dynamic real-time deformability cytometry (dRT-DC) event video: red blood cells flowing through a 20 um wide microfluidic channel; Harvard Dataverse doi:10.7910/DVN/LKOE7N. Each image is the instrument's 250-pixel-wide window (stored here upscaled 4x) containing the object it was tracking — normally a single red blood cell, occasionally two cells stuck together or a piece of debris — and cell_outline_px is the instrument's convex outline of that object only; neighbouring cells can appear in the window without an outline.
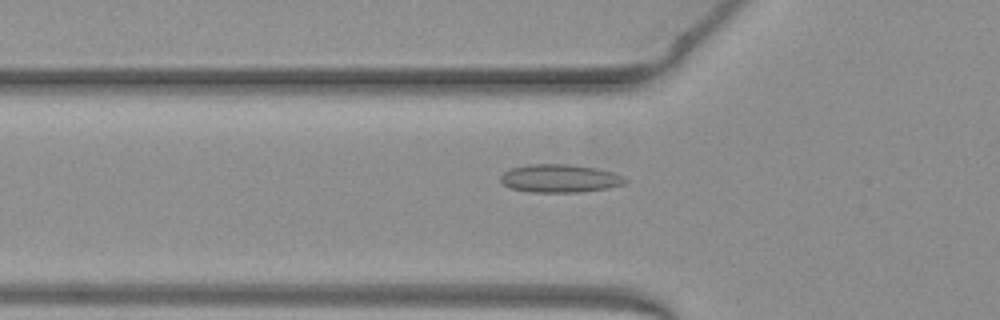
{"species": "common noctule bat (a hibernating species)", "species_latin": "Nyctalus noctula", "temperature_condition": "warm", "stored_images_in_passage": 32, "camera_frame_rate_fps": 3000, "um_per_image_px": 0.085, "animal": {"sex": "female", "body_mass_g": 19.3, "forearm_length_mm": 54.1}, "frame": {"image": 1, "passage_image": 3, "time_ms": 0.667, "image_size_px": [1000, 320], "cell_outline_px": [[628, 180], [624, 184], [608, 188], [580, 192], [528, 192], [512, 188], [504, 184], [500, 180], [500, 176], [504, 172], [512, 168], [532, 164], [568, 164], [596, 168], [612, 172]], "centroid_in_image_um": [47.58, 15.17], "position_along_channel_um": 78.2, "area_um2": 20.23}}
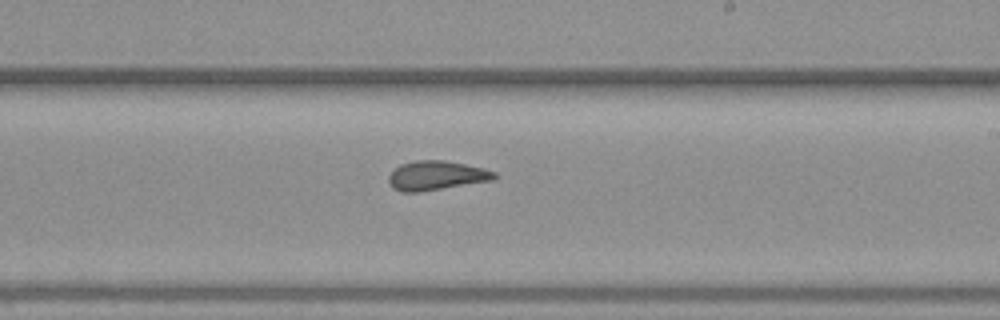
{"frame": {"image": 2, "passage_image": 16, "time_ms": 5.0, "image_size_px": [1000, 320], "cell_outline_px": [[496, 176], [492, 180], [420, 192], [400, 192], [392, 188], [388, 180], [388, 176], [400, 164], [416, 160], [444, 160], [484, 168], [496, 172]], "centroid_in_image_um": [37.06, 14.92], "position_along_channel_um": 251.9, "area_um2": 17.98}}
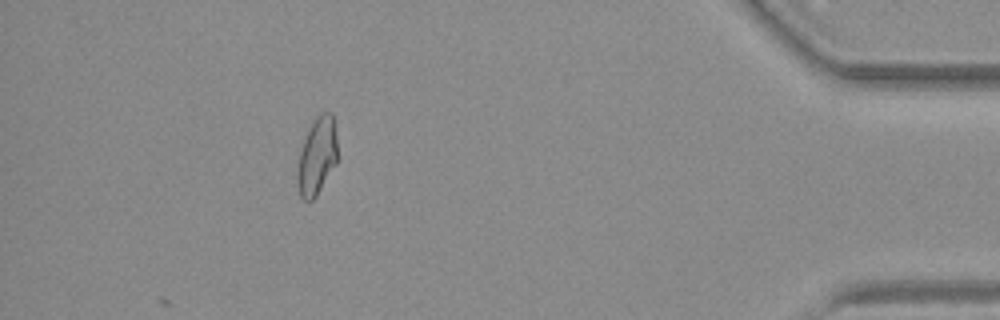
{"frame": {"image": 3, "passage_image": 32, "time_ms": 10.333, "image_size_px": [1000, 320], "cell_outline_px": [[336, 164], [316, 196], [312, 200], [304, 200], [300, 196], [296, 184], [296, 172], [300, 152], [304, 140], [312, 120], [320, 112], [332, 112], [336, 136]], "centroid_in_image_um": [26.92, 13.27], "position_along_channel_um": 408.3, "area_um2": 18.09}, "authors_computed_cell_mechanics": {"area_um2": 17.4267, "velocity_mm_per_s": 3.9932, "shape_relaxation_time_tau1_ms": null, "shape_relaxation_time_tau2_ms": 2.8286, "deformation_change_tau1": null, "deformation_change_tau2": 0.1022}}